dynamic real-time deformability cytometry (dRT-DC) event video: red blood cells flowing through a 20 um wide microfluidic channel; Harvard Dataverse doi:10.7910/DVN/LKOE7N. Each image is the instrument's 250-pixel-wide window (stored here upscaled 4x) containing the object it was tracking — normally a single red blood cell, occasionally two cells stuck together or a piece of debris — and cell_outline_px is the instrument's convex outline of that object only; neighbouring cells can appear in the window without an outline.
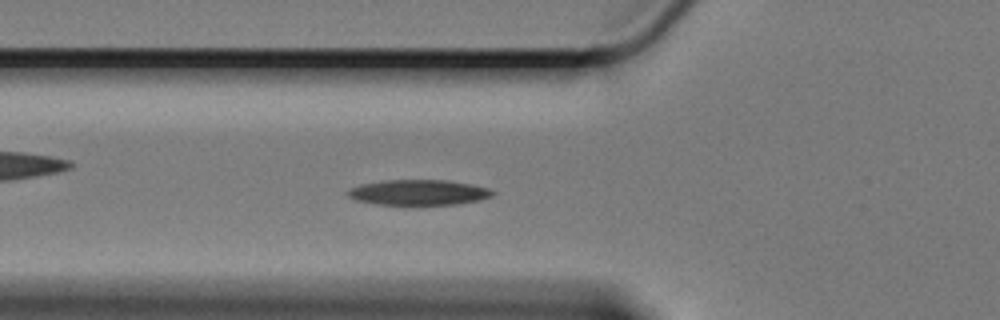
{"species": "Egyptian fruit bat (a non-hibernating species)", "species_latin": "Rousettus aegyptiacus", "temperature_condition": "cold", "stored_images_in_passage": 42, "camera_frame_rate_fps": 3000, "um_per_image_px": 0.085, "animal": {"sex": "female"}, "frame": {"image": 1, "passage_image": 16, "time_ms": 5.0, "image_size_px": [1000, 320], "cell_outline_px": [[496, 192], [492, 196], [480, 200], [456, 204], [376, 204], [356, 200], [348, 196], [348, 188], [360, 184], [384, 180], [448, 180], [472, 184], [488, 188]], "centroid_in_image_um": [35.58, 16.34], "position_along_channel_um": 90.2, "area_um2": 21.39}}
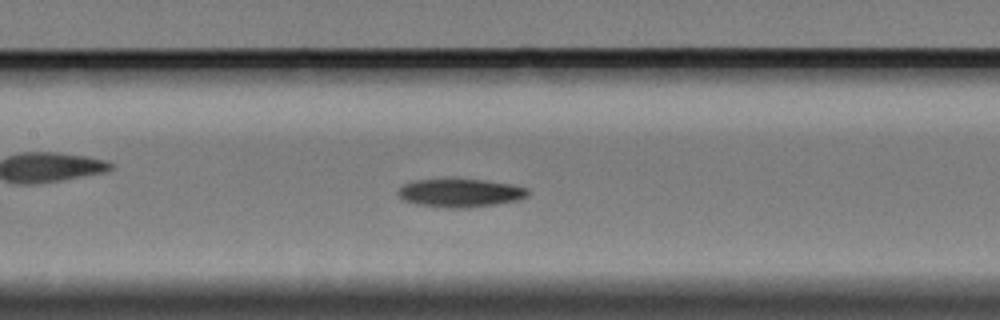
{"frame": {"image": 2, "passage_image": 23, "time_ms": 7.333, "image_size_px": [1000, 320], "cell_outline_px": [[528, 196], [516, 200], [496, 204], [464, 208], [444, 208], [416, 204], [404, 200], [396, 192], [404, 184], [416, 180], [484, 180], [512, 184], [528, 188]], "centroid_in_image_um": [39.13, 16.41], "position_along_channel_um": 168.3, "area_um2": 21.15}}
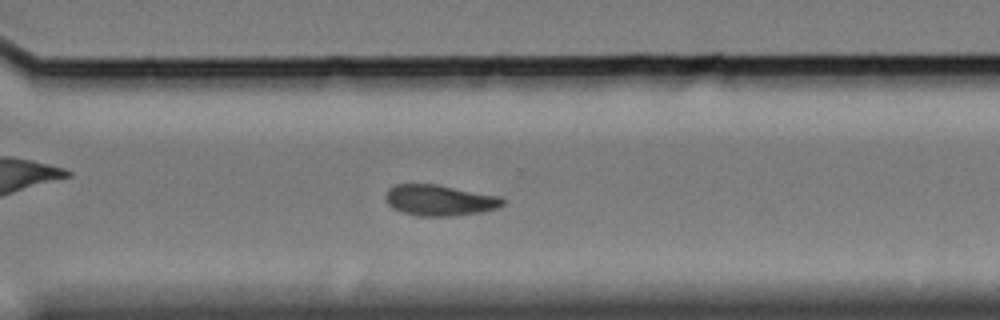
{"frame": {"image": 3, "passage_image": 38, "time_ms": 12.333, "image_size_px": [1000, 320], "cell_outline_px": [[504, 204], [500, 208], [484, 212], [452, 216], [420, 216], [404, 212], [388, 204], [384, 196], [388, 188], [396, 184], [436, 184], [500, 196], [504, 200]], "centroid_in_image_um": [37.4, 17.02], "position_along_channel_um": 333.2, "area_um2": 21.15}, "authors_computed_cell_mechanics": {"area_um2": 21.1548, "velocity_mm_per_s": 3.3056, "shape_relaxation_time_tau1_ms": 7.2064, "shape_relaxation_time_tau2_ms": 5.131, "deformation_change_tau1": 0.1679, "deformation_change_tau2": 0.1072}}